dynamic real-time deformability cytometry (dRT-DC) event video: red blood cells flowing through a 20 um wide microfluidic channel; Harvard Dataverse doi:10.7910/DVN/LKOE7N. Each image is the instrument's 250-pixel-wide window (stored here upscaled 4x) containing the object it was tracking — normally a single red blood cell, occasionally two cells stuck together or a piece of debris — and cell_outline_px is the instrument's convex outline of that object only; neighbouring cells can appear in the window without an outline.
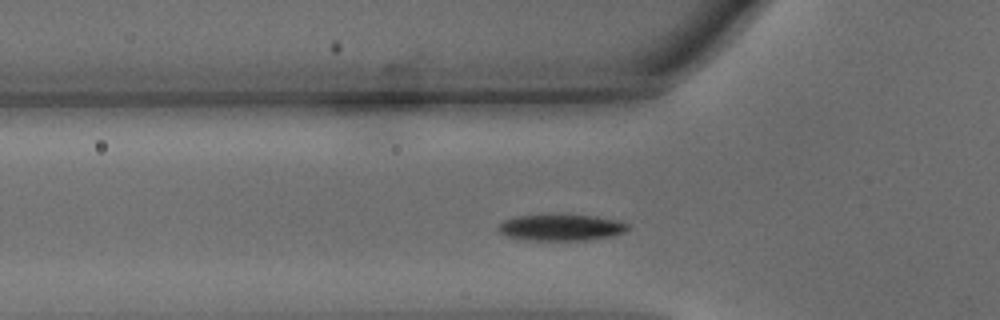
{"species": "common noctule bat (a hibernating species)", "species_latin": "Nyctalus noctula", "temperature_condition": "warm", "stored_images_in_passage": 30, "camera_frame_rate_fps": 3000, "um_per_image_px": 0.085, "animal": {"sex": "male", "body_mass_g": 15.6}, "frame": {"image": 1, "passage_image": 8, "time_ms": 2.333, "image_size_px": [1000, 320], "cell_outline_px": [[632, 228], [624, 232], [612, 236], [584, 240], [528, 240], [508, 236], [500, 232], [496, 228], [496, 224], [504, 220], [516, 216], [560, 212], [568, 212], [596, 216], [620, 220], [628, 224]], "centroid_in_image_um": [47.7, 19.28], "position_along_channel_um": 78.1, "area_um2": 20.92}}
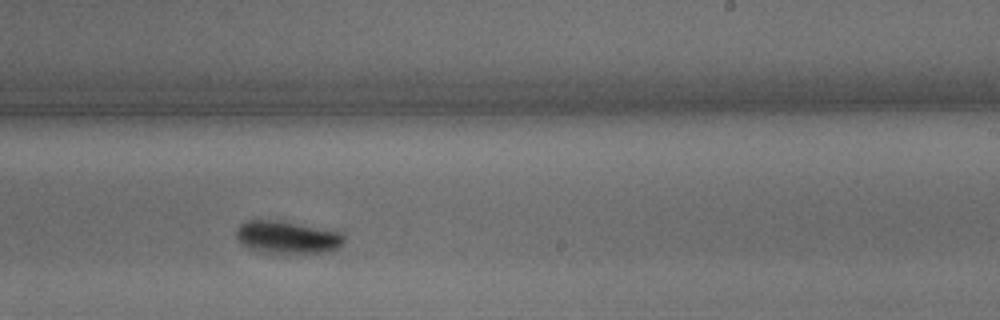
{"frame": {"image": 2, "passage_image": 21, "time_ms": 6.667, "image_size_px": [1000, 320], "cell_outline_px": [[344, 240], [340, 248], [328, 252], [304, 256], [264, 252], [248, 248], [236, 236], [236, 228], [240, 224], [248, 220], [280, 220], [344, 232]], "centroid_in_image_um": [24.5, 20.2], "position_along_channel_um": 264.5, "area_um2": 21.33}}
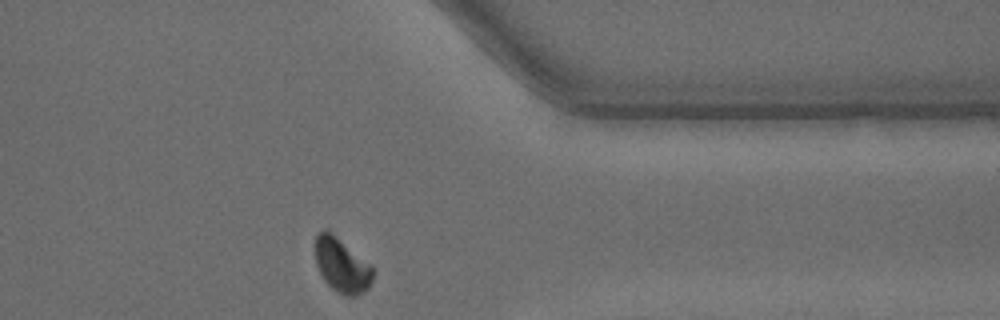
{"frame": {"image": 3, "passage_image": 30, "time_ms": 9.667, "image_size_px": [1000, 320], "cell_outline_px": [[376, 268], [372, 280], [368, 288], [364, 292], [356, 296], [344, 296], [332, 288], [324, 280], [316, 264], [316, 236], [324, 228], [372, 264]], "centroid_in_image_um": [29.1, 22.59], "position_along_channel_um": 382.3, "area_um2": 18.21}, "authors_computed_cell_mechanics": {"area_um2": 20.1433, "velocity_mm_per_s": 4.2926, "shape_relaxation_time_tau1_ms": 2.754, "shape_relaxation_time_tau2_ms": 6.1421, "deformation_change_tau1": 0.1644, "deformation_change_tau2": 0.0565}}